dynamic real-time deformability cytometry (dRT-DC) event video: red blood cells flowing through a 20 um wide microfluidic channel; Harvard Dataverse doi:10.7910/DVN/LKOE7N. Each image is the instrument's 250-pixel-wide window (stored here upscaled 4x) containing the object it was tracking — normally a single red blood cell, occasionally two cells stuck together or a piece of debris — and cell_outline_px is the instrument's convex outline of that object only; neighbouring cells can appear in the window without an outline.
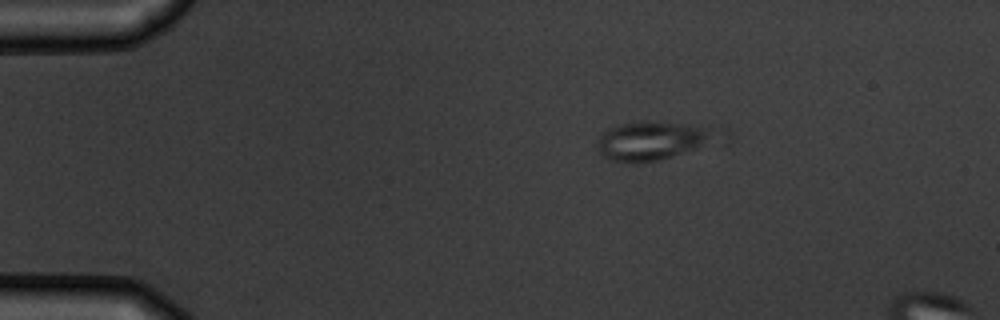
{"species": "common noctule bat (a hibernating species)", "species_latin": "Nyctalus noctula", "temperature_condition": "warm", "stored_images_in_passage": 4, "camera_frame_rate_fps": 3000, "um_per_image_px": 0.085, "animal": {"sex": "male", "body_mass_g": 19.5, "forearm_length_mm": 54.6}, "frame": {"image": 1, "passage_image": 1, "time_ms": 0.0, "image_size_px": [1000, 320], "cell_outline_px": [[704, 136], [692, 148], [660, 160], [636, 164], [612, 160], [604, 156], [596, 148], [596, 140], [608, 128], [620, 124], [648, 120], [692, 124], [700, 128], [704, 132]], "centroid_in_image_um": [55.04, 11.97], "position_along_channel_um": 30.0, "area_um2": 24.97}}